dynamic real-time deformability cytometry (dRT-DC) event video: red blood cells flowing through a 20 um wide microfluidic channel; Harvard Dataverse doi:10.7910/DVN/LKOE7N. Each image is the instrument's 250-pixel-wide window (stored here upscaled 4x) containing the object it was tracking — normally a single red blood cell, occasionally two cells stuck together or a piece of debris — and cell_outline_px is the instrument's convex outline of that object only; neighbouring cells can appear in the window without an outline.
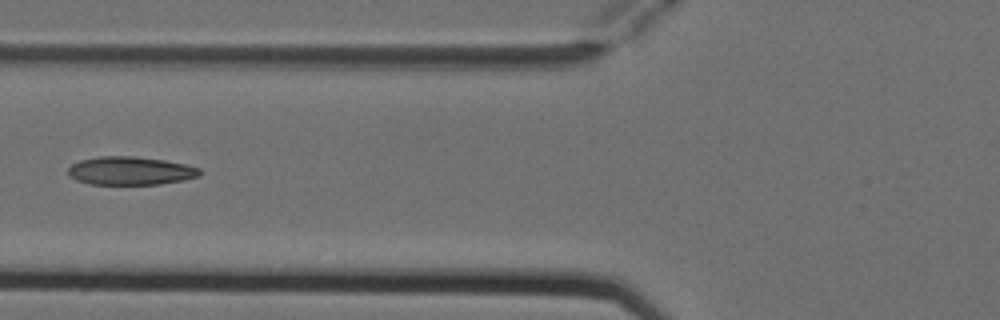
{"species": "Egyptian fruit bat (a non-hibernating species)", "species_latin": "Rousettus aegyptiacus", "temperature_condition": "cold", "stored_images_in_passage": 5, "camera_frame_rate_fps": 3000, "um_per_image_px": 0.085, "animal": {"sex": "female"}, "frame": {"image": 1, "passage_image": 5, "time_ms": 1.333, "image_size_px": [1000, 320], "cell_outline_px": [[200, 176], [184, 180], [160, 184], [92, 184], [76, 180], [68, 176], [68, 168], [72, 164], [80, 160], [100, 156], [136, 156], [164, 160], [184, 164], [200, 168]], "centroid_in_image_um": [11.07, 14.51], "position_along_channel_um": 114.7, "area_um2": 21.73}}